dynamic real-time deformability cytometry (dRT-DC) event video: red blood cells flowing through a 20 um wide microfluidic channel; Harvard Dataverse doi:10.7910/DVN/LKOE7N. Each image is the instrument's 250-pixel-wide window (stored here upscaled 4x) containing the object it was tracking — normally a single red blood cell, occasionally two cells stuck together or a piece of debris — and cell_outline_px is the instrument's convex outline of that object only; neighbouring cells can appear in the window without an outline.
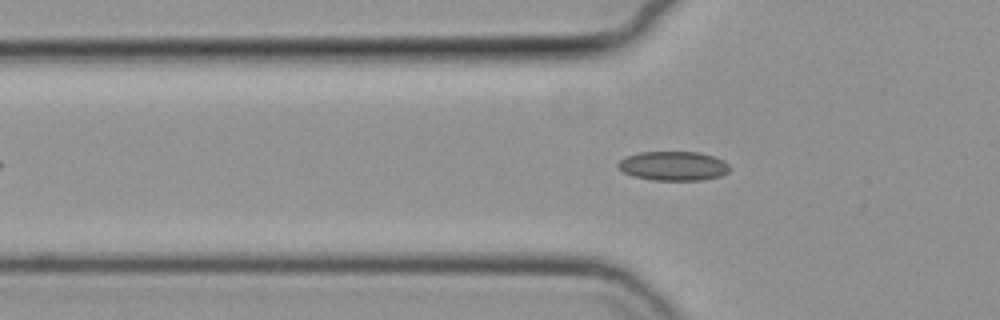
{"species": "common noctule bat (a hibernating species)", "species_latin": "Nyctalus noctula", "temperature_condition": "cold", "stored_images_in_passage": 45, "camera_frame_rate_fps": 3000, "um_per_image_px": 0.085, "animal": {"sex": "female", "body_mass_g": 19.3, "forearm_length_mm": 54.1}, "frame": {"image": 1, "passage_image": 14, "time_ms": 4.333, "image_size_px": [1000, 320], "cell_outline_px": [[732, 168], [728, 172], [720, 176], [704, 180], [652, 180], [632, 176], [624, 172], [616, 164], [624, 156], [640, 152], [700, 152], [724, 160]], "centroid_in_image_um": [57.24, 14.1], "position_along_channel_um": 68.6, "area_um2": 19.19}}
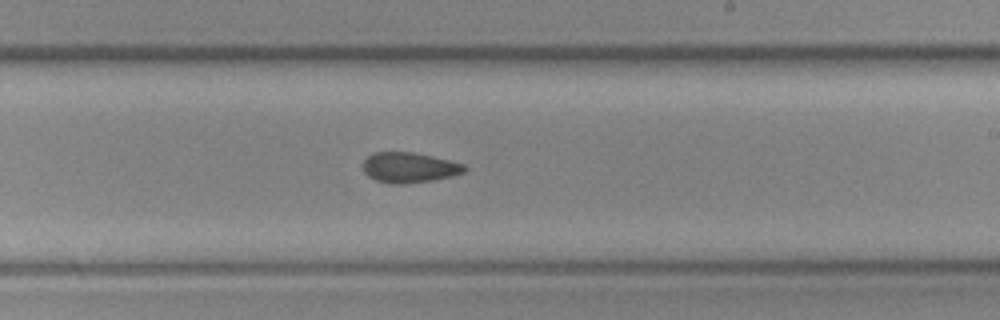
{"frame": {"image": 2, "passage_image": 29, "time_ms": 9.333, "image_size_px": [1000, 320], "cell_outline_px": [[468, 168], [464, 172], [452, 176], [432, 180], [404, 184], [388, 184], [376, 180], [368, 176], [364, 172], [364, 160], [372, 152], [412, 152], [432, 156], [464, 164]], "centroid_in_image_um": [34.78, 14.24], "position_along_channel_um": 254.2, "area_um2": 17.92}}
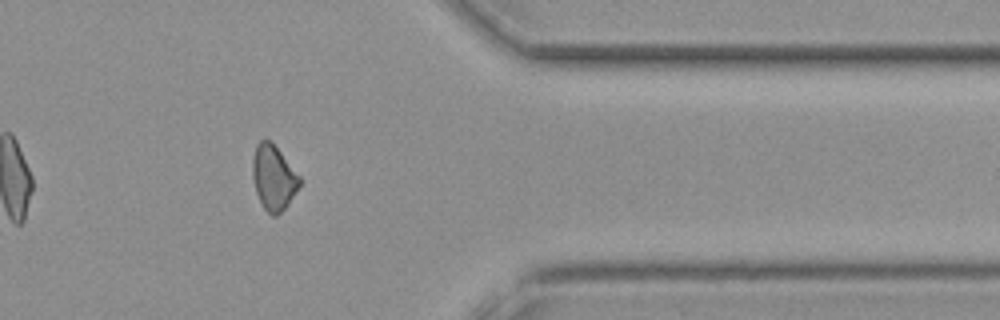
{"frame": {"image": 3, "passage_image": 41, "time_ms": 13.333, "image_size_px": [1000, 320], "cell_outline_px": [[300, 184], [288, 204], [276, 216], [272, 216], [264, 208], [256, 192], [252, 176], [252, 160], [256, 144], [260, 140], [268, 140], [280, 152], [300, 176]], "centroid_in_image_um": [23.23, 15.1], "position_along_channel_um": 388.2, "area_um2": 17.46}, "authors_computed_cell_mechanics": {"area_um2": 18.3804, "velocity_mm_per_s": 3.7267, "shape_relaxation_time_tau1_ms": null, "shape_relaxation_time_tau2_ms": 9.321, "deformation_change_tau1": null, "deformation_change_tau2": 0.1217}}